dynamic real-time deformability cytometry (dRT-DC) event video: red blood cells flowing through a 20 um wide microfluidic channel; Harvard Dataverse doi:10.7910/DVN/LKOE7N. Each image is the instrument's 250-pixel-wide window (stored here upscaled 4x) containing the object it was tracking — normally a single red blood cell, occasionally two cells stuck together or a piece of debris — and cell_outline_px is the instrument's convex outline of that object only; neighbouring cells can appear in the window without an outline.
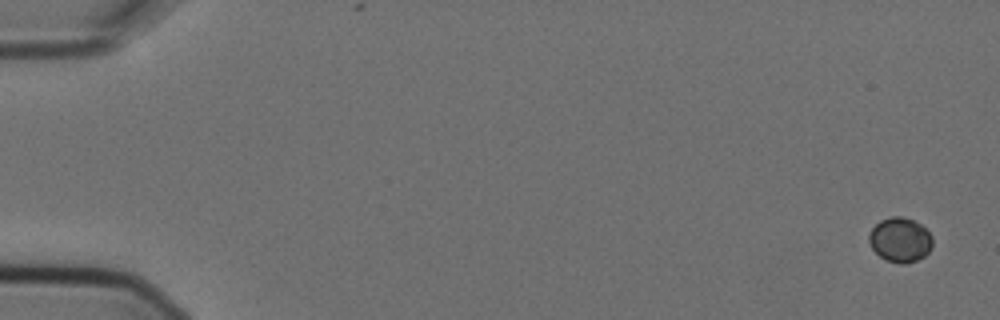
{"species": "Egyptian fruit bat (a non-hibernating species)", "species_latin": "Rousettus aegyptiacus", "temperature_condition": "cold", "stored_images_in_passage": 6, "camera_frame_rate_fps": 3000, "um_per_image_px": 0.085, "animal": {"sex": "female"}, "frame": {"image": 1, "passage_image": 1, "time_ms": 0.0, "image_size_px": [1000, 320], "cell_outline_px": [[932, 244], [928, 252], [924, 256], [916, 260], [904, 264], [900, 264], [888, 260], [880, 256], [872, 248], [868, 240], [868, 236], [872, 228], [880, 220], [892, 216], [900, 216], [912, 220], [920, 224], [932, 236]], "centroid_in_image_um": [76.5, 20.38], "position_along_channel_um": 8.5, "area_um2": 16.3}}